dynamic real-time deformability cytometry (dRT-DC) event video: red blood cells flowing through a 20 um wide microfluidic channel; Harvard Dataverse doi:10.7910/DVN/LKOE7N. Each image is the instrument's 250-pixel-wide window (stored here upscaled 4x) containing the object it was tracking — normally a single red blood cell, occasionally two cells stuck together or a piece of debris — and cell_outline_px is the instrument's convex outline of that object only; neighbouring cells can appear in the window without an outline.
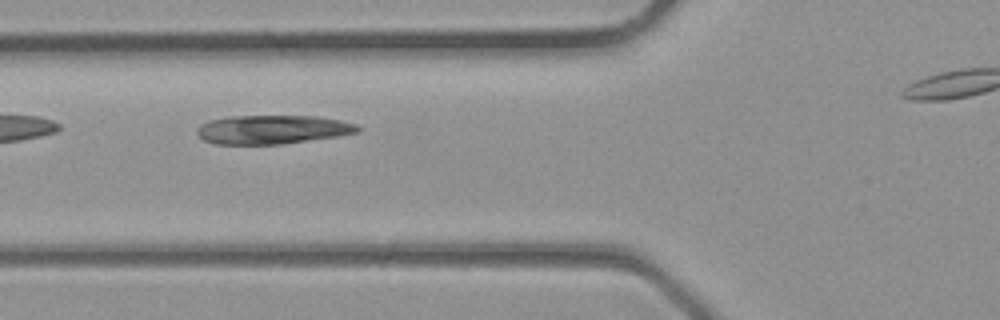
{"species": "common noctule bat (a hibernating species)", "species_latin": "Nyctalus noctula", "temperature_condition": "room temperature", "stored_images_in_passage": 3, "camera_frame_rate_fps": 3000, "um_per_image_px": 0.085, "animal": {"sex": "male", "body_mass_g": 23.1, "forearm_length_mm": 52.7}, "frame": {"image": 1, "passage_image": 2, "time_ms": 0.333, "image_size_px": [1000, 320], "cell_outline_px": [[360, 132], [336, 136], [280, 144], [216, 144], [204, 140], [196, 132], [196, 128], [200, 124], [208, 120], [232, 116], [316, 116], [340, 120], [356, 124], [360, 128]], "centroid_in_image_um": [23.13, 11.0], "position_along_channel_um": 102.7, "area_um2": 26.88}}
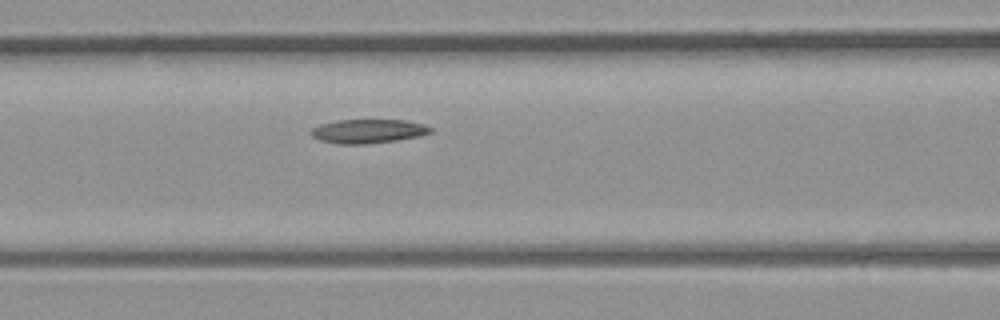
{"frame": {"image": 2, "passage_image": 3, "time_ms": 0.667, "image_size_px": [1000, 320], "cell_outline_px": [[432, 132], [420, 136], [396, 140], [360, 144], [340, 144], [320, 140], [312, 136], [312, 128], [320, 124], [336, 120], [404, 120], [424, 124], [432, 128]], "centroid_in_image_um": [31.3, 11.14], "position_along_channel_um": 135.3, "area_um2": 16.53}}